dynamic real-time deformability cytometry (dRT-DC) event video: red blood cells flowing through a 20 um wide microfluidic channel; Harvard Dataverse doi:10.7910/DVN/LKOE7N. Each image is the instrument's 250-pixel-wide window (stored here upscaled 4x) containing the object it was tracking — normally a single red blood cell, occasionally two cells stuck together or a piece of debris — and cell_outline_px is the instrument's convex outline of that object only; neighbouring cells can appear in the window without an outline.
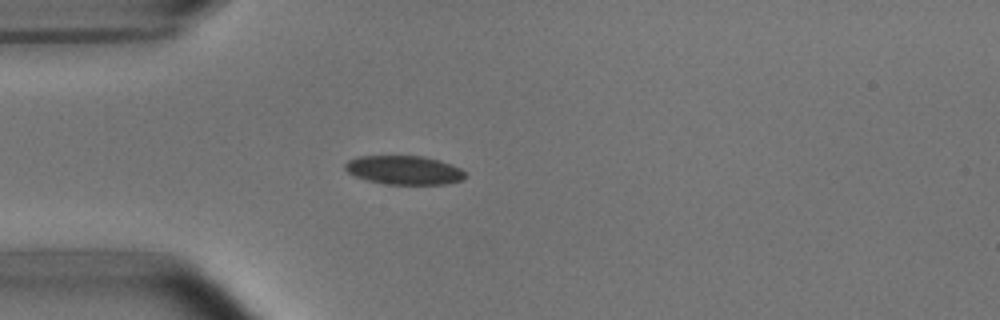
{"species": "common noctule bat (a hibernating species)", "species_latin": "Nyctalus noctula", "temperature_condition": "room temperature", "stored_images_in_passage": 7, "camera_frame_rate_fps": 3000, "um_per_image_px": 0.085, "animal": {"sex": "male", "body_mass_g": 15.6}, "frame": {"image": 1, "passage_image": 5, "time_ms": 4.667, "image_size_px": [1000, 320], "cell_outline_px": [[468, 176], [464, 180], [444, 184], [384, 184], [368, 180], [356, 176], [348, 172], [344, 168], [344, 164], [348, 160], [356, 156], [424, 156], [460, 168]], "centroid_in_image_um": [34.33, 14.46], "position_along_channel_um": 50.7, "area_um2": 20.11}}